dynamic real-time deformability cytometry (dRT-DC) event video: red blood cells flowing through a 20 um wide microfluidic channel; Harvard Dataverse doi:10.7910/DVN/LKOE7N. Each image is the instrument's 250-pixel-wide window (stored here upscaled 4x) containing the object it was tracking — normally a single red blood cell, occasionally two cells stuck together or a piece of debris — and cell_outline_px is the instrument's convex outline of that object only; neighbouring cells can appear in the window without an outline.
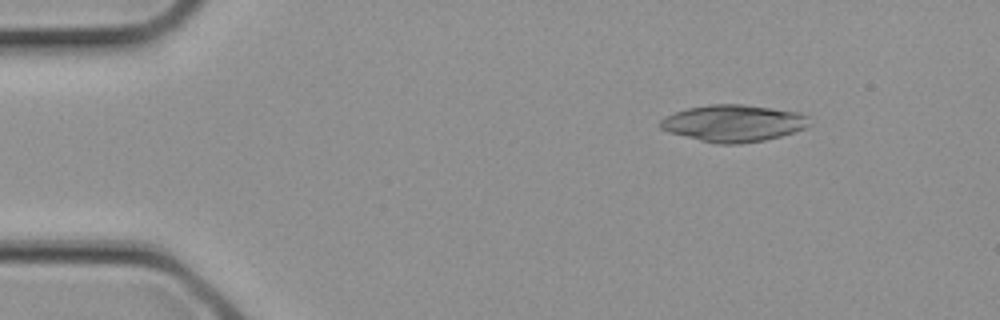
{"species": "common noctule bat (a hibernating species)", "species_latin": "Nyctalus noctula", "temperature_condition": "cold", "stored_images_in_passage": 2, "camera_frame_rate_fps": 3000, "um_per_image_px": 0.085, "animal": {"sex": "female", "body_mass_g": 21.9}, "frame": {"image": 1, "passage_image": 1, "time_ms": 0.0, "image_size_px": [1000, 320], "cell_outline_px": [[812, 124], [804, 128], [780, 136], [764, 140], [740, 144], [716, 144], [668, 132], [660, 128], [660, 120], [664, 116], [688, 108], [708, 104], [744, 104], [800, 112], [808, 116]], "centroid_in_image_um": [62.35, 10.47], "position_along_channel_um": 22.7, "area_um2": 32.14}}